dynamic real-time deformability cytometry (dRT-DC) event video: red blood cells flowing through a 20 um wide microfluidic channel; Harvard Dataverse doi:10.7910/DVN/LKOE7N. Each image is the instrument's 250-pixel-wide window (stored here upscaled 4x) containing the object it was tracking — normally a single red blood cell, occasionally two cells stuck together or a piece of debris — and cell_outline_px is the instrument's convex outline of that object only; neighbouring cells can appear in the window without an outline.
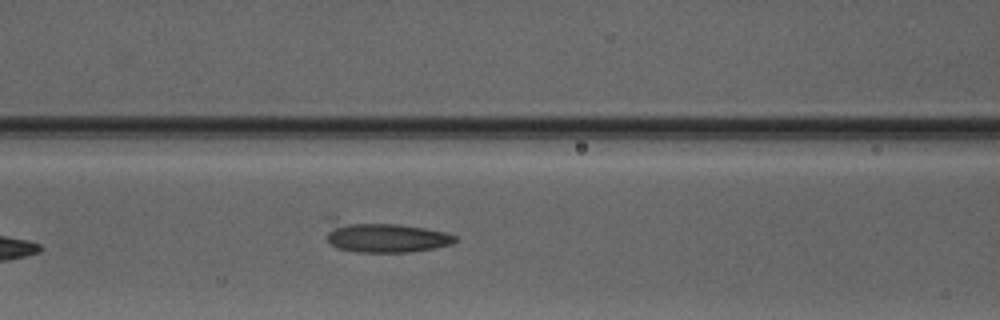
{"species": "Egyptian fruit bat (a non-hibernating species)", "species_latin": "Rousettus aegyptiacus", "temperature_condition": "warm", "stored_images_in_passage": 6, "camera_frame_rate_fps": 3000, "um_per_image_px": 0.085, "animal": {"sex": "male"}, "frame": {"image": 1, "passage_image": 6, "time_ms": 6.0, "image_size_px": [1000, 320], "cell_outline_px": [[456, 240], [452, 244], [436, 248], [408, 252], [356, 252], [336, 248], [328, 240], [328, 216], [336, 216], [400, 224], [424, 228], [444, 232], [456, 236]], "centroid_in_image_um": [32.56, 20.08], "position_along_channel_um": 134.0, "area_um2": 23.99}}